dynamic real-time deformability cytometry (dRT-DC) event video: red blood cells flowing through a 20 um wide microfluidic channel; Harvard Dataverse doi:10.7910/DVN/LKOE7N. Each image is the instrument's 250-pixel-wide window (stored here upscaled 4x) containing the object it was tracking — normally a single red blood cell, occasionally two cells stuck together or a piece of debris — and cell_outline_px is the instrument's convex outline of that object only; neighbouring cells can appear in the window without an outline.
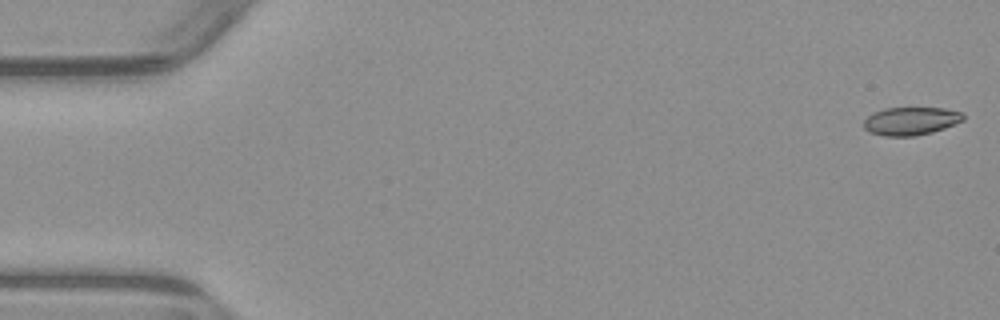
{"species": "common noctule bat (a hibernating species)", "species_latin": "Nyctalus noctula", "temperature_condition": "warm", "stored_images_in_passage": 5, "camera_frame_rate_fps": 3000, "um_per_image_px": 0.085, "animal": {"sex": "male", "body_mass_g": 23.1, "forearm_length_mm": 52.7}, "frame": {"image": 1, "passage_image": 1, "time_ms": 0.0, "image_size_px": [1000, 320], "cell_outline_px": [[964, 120], [944, 128], [932, 132], [916, 136], [884, 136], [868, 132], [864, 128], [864, 120], [872, 112], [884, 108], [944, 108], [964, 112]], "centroid_in_image_um": [77.41, 10.28], "position_along_channel_um": 7.6, "area_um2": 16.42}}